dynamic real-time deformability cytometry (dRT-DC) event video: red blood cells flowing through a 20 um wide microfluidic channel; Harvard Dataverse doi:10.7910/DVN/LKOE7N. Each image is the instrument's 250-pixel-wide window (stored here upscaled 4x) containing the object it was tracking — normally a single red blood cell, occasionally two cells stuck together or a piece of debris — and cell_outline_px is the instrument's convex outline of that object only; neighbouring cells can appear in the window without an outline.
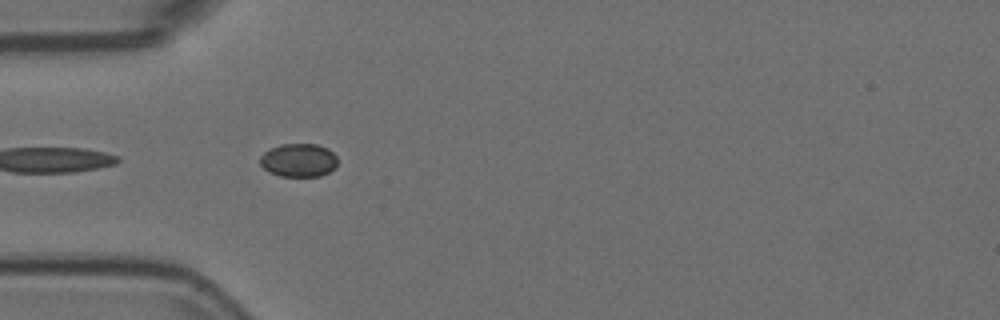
{"species": "Egyptian fruit bat (a non-hibernating species)", "species_latin": "Rousettus aegyptiacus", "temperature_condition": "room temperature", "stored_images_in_passage": 8, "camera_frame_rate_fps": 3000, "um_per_image_px": 0.085, "animal": {"sex": "female"}, "frame": {"image": 1, "passage_image": 2, "time_ms": 0.333, "image_size_px": [1000, 320], "cell_outline_px": [[336, 168], [320, 176], [280, 176], [268, 172], [260, 164], [260, 156], [268, 148], [280, 144], [316, 144], [328, 148], [336, 156]], "centroid_in_image_um": [25.36, 13.61], "position_along_channel_um": 59.6, "area_um2": 15.2}}